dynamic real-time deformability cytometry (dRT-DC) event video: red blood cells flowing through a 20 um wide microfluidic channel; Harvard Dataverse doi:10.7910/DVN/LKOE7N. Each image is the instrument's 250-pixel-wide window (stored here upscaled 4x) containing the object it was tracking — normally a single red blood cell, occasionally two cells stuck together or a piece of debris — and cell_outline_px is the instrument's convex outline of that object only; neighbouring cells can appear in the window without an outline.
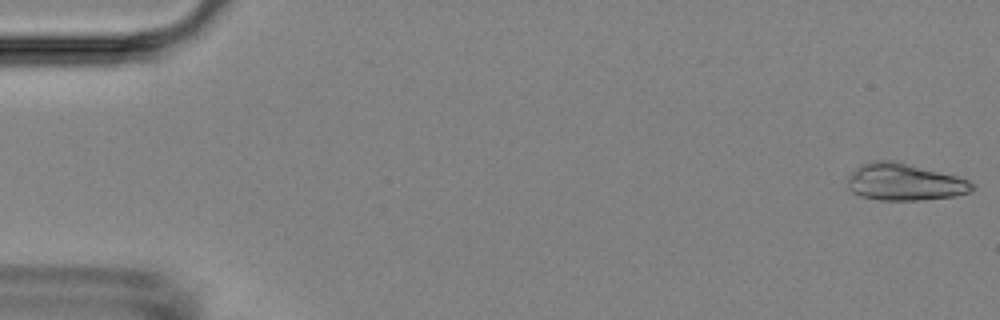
{"species": "Egyptian fruit bat (a non-hibernating species)", "species_latin": "Rousettus aegyptiacus", "temperature_condition": "room temperature", "stored_images_in_passage": 53, "camera_frame_rate_fps": 3000, "um_per_image_px": 0.085, "animal": {"sex": "female"}, "frame": {"image": 1, "passage_image": 1, "time_ms": 0.0, "image_size_px": [1000, 320], "cell_outline_px": [[972, 192], [956, 196], [920, 200], [880, 200], [860, 196], [852, 192], [848, 188], [848, 176], [860, 164], [872, 160], [896, 160], [956, 176], [968, 180], [972, 184]], "centroid_in_image_um": [76.85, 15.47], "position_along_channel_um": 8.2, "area_um2": 26.99}}
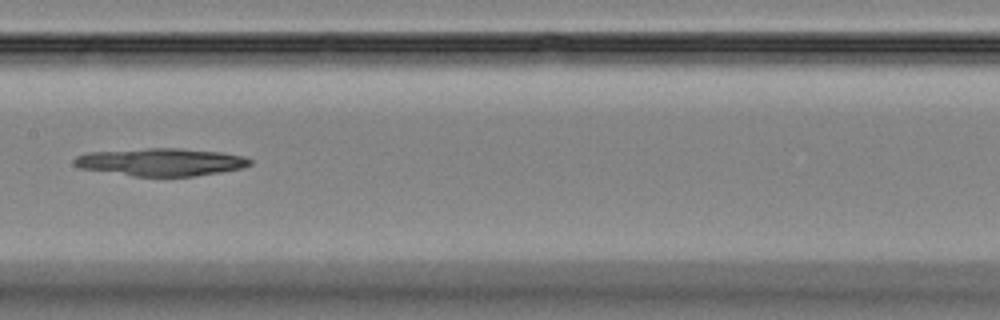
{"frame": {"image": 2, "passage_image": 27, "time_ms": 8.667, "image_size_px": [1000, 320], "cell_outline_px": [[252, 164], [244, 168], [220, 172], [192, 176], [132, 176], [80, 168], [72, 164], [72, 160], [76, 156], [88, 152], [148, 148], [180, 148], [220, 152], [244, 156], [252, 160]], "centroid_in_image_um": [13.67, 13.77], "position_along_channel_um": 193.7, "area_um2": 28.44}}
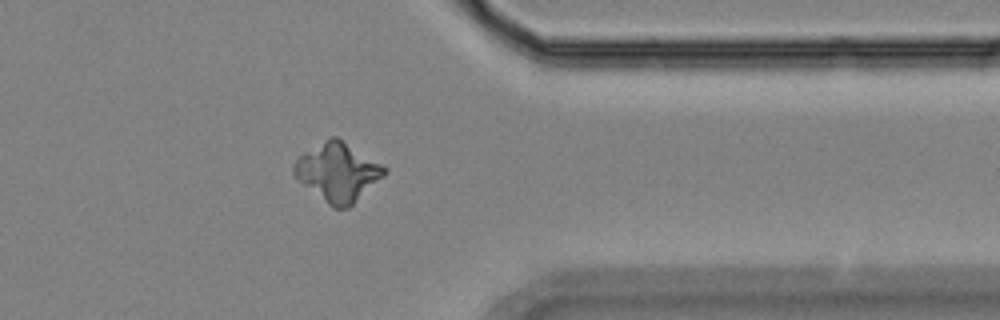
{"frame": {"image": 3, "passage_image": 43, "time_ms": 14.0, "image_size_px": [1000, 320], "cell_outline_px": [[388, 172], [384, 176], [348, 208], [332, 208], [296, 180], [292, 176], [292, 164], [304, 152], [332, 136], [336, 136], [388, 168]], "centroid_in_image_um": [28.67, 14.65], "position_along_channel_um": 382.7, "area_um2": 30.75}, "authors_computed_cell_mechanics": {"area_um2": 28.7844, "velocity_mm_per_s": 3.7143, "shape_relaxation_time_tau1_ms": 4.0479, "shape_relaxation_time_tau2_ms": null, "deformation_change_tau1": 0.1254, "deformation_change_tau2": null}}